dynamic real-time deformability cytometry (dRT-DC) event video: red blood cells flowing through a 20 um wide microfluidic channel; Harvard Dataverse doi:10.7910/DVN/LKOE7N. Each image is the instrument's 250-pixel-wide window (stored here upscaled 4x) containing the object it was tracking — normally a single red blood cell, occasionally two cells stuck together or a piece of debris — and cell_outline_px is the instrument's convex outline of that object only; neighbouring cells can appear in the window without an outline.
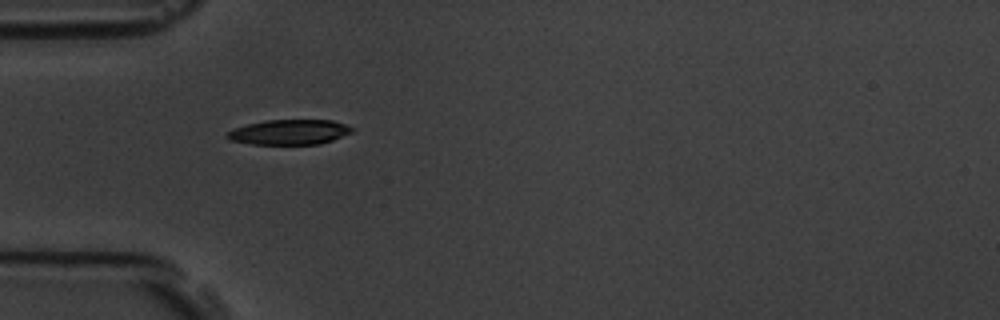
{"species": "common noctule bat (a hibernating species)", "species_latin": "Nyctalus noctula", "temperature_condition": "room temperature", "stored_images_in_passage": 2, "camera_frame_rate_fps": 3000, "um_per_image_px": 0.085, "animal": {"sex": "male", "body_mass_g": 19.5, "forearm_length_mm": 54.6}, "frame": {"image": 1, "passage_image": 1, "time_ms": 0.0, "image_size_px": [1000, 320], "cell_outline_px": [[356, 128], [352, 132], [332, 140], [320, 144], [252, 144], [228, 140], [224, 136], [232, 128], [264, 120], [332, 120]], "centroid_in_image_um": [24.57, 11.23], "position_along_channel_um": 60.4, "area_um2": 18.32}}
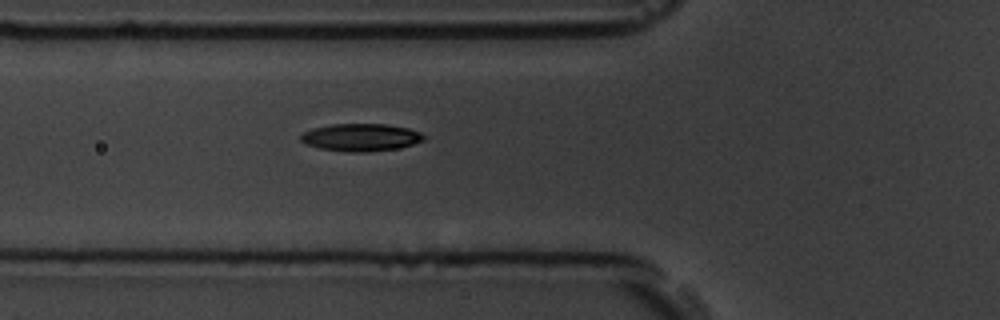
{"frame": {"image": 2, "passage_image": 2, "time_ms": 1.0, "image_size_px": [1000, 320], "cell_outline_px": [[424, 140], [412, 144], [396, 148], [364, 152], [352, 152], [320, 148], [304, 144], [300, 140], [300, 136], [304, 132], [312, 128], [332, 124], [388, 124], [408, 128], [420, 132], [424, 136]], "centroid_in_image_um": [30.64, 11.66], "position_along_channel_um": 95.2, "area_um2": 19.59}}